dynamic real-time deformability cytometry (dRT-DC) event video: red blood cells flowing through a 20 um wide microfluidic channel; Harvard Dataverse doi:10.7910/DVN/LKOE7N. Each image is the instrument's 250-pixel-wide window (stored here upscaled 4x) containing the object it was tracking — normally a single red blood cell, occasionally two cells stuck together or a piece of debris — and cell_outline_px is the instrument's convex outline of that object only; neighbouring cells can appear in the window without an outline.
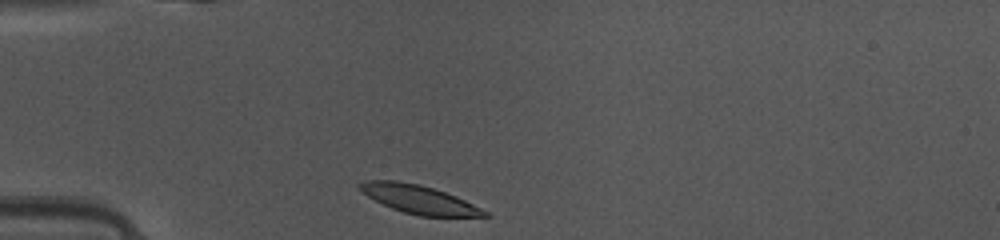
{"species": "common noctule bat (a hibernating species)", "species_latin": "Nyctalus noctula", "temperature_condition": "warm", "stored_images_in_passage": 36, "camera_frame_rate_fps": 3000, "um_per_image_px": 0.085, "animal": {"sex": "female", "body_mass_g": 10.0, "forearm_length_mm": 53.1}, "frame": {"image": 1, "passage_image": 1, "time_ms": 0.0, "image_size_px": [1000, 240], "cell_outline_px": [[492, 216], [420, 216], [404, 212], [392, 208], [368, 196], [360, 188], [360, 184], [368, 180], [396, 180], [420, 184], [456, 196], [488, 212]], "centroid_in_image_um": [35.64, 16.94], "position_along_channel_um": 49.4, "area_um2": 20.17}}
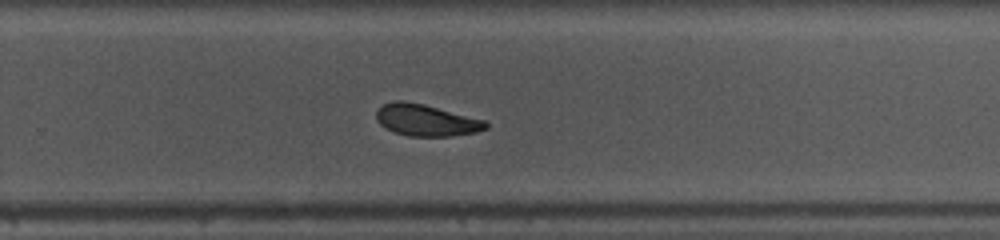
{"frame": {"image": 2, "passage_image": 20, "time_ms": 6.333, "image_size_px": [1000, 240], "cell_outline_px": [[488, 128], [476, 132], [452, 136], [408, 136], [396, 132], [380, 124], [376, 120], [376, 112], [384, 104], [396, 100], [400, 100], [424, 104], [488, 120]], "centroid_in_image_um": [36.28, 10.21], "position_along_channel_um": 293.5, "area_um2": 20.23}}
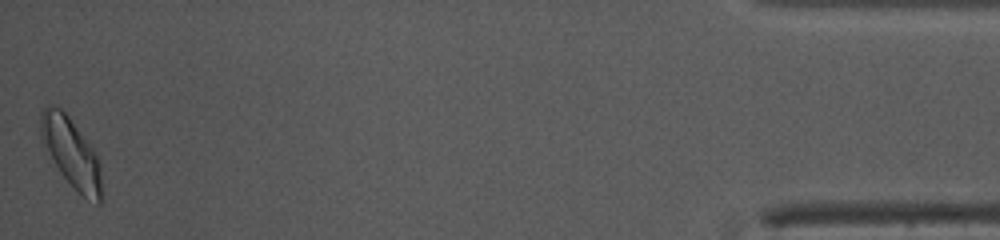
{"frame": {"image": 3, "passage_image": 36, "time_ms": 11.667, "image_size_px": [1000, 240], "cell_outline_px": [[100, 204], [96, 204], [84, 196], [60, 172], [40, 140], [40, 112], [48, 104], [52, 104], [60, 108], [68, 116], [84, 136], [100, 160]], "centroid_in_image_um": [6.01, 12.91], "position_along_channel_um": 429.2, "area_um2": 24.16}, "authors_computed_cell_mechanics": {"area_um2": 20.8369, "velocity_mm_per_s": 4.1059, "shape_relaxation_time_tau1_ms": 2.9521, "shape_relaxation_time_tau2_ms": 9.9655, "deformation_change_tau1": 0.1053, "deformation_change_tau2": 0.1741}}